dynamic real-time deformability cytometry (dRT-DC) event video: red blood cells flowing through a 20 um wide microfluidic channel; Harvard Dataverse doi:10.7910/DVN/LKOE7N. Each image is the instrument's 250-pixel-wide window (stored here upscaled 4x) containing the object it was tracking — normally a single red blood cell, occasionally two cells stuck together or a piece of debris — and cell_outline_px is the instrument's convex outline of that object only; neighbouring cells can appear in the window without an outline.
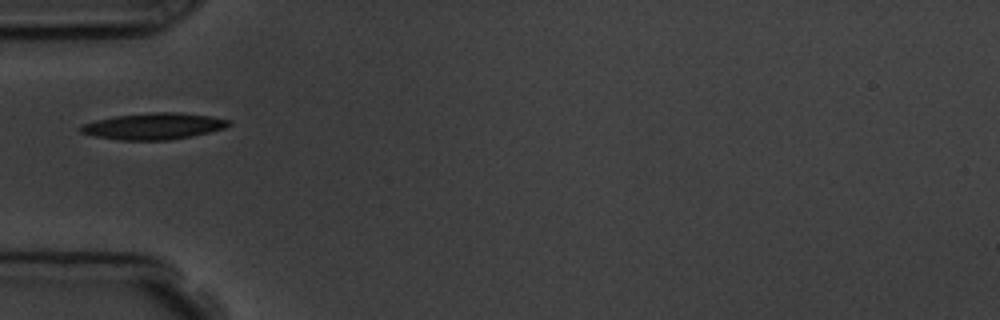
{"species": "common noctule bat (a hibernating species)", "species_latin": "Nyctalus noctula", "temperature_condition": "room temperature", "stored_images_in_passage": 4, "camera_frame_rate_fps": 3000, "um_per_image_px": 0.085, "animal": {"sex": "male", "body_mass_g": 19.5, "forearm_length_mm": 54.6}, "frame": {"image": 1, "passage_image": 1, "time_ms": 0.0, "image_size_px": [1000, 320], "cell_outline_px": [[232, 124], [224, 128], [192, 136], [168, 140], [120, 140], [96, 136], [80, 132], [76, 128], [80, 124], [96, 120], [116, 116], [156, 112], [180, 112], [212, 116], [232, 120]], "centroid_in_image_um": [13.06, 10.72], "position_along_channel_um": 71.9, "area_um2": 22.89}}